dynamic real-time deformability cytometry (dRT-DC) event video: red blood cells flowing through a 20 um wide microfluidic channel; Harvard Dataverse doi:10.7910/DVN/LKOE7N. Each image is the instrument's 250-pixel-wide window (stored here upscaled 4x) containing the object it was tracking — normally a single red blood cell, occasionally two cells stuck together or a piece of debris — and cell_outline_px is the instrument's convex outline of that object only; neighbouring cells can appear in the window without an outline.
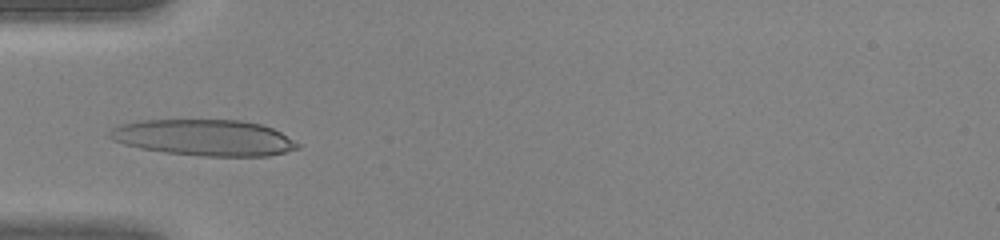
{"species": "human", "species_latin": "Homo sapiens", "temperature_condition": "warm", "stored_images_in_passage": 28, "camera_frame_rate_fps": 3000, "um_per_image_px": 0.085, "donor": {"sex": "female"}, "frame": {"image": 1, "passage_image": 5, "time_ms": 1.333, "image_size_px": [1000, 240], "cell_outline_px": [[300, 148], [268, 156], [204, 156], [164, 152], [140, 148], [124, 144], [112, 140], [108, 136], [112, 128], [120, 124], [140, 120], [240, 120], [260, 124], [272, 128], [280, 132], [300, 144]], "centroid_in_image_um": [17.34, 11.7], "position_along_channel_um": 67.7, "area_um2": 39.54}}
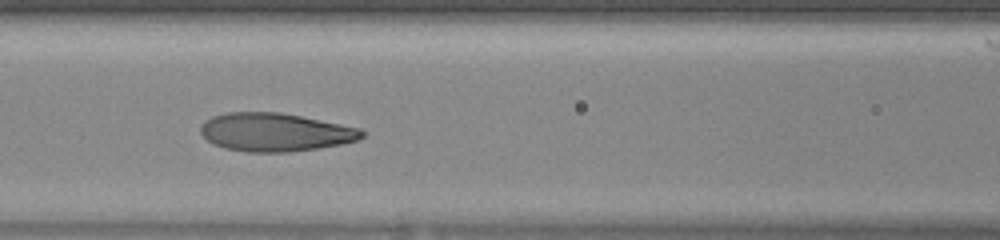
{"frame": {"image": 2, "passage_image": 10, "time_ms": 3.0, "image_size_px": [1000, 240], "cell_outline_px": [[364, 136], [360, 140], [340, 144], [316, 148], [288, 152], [248, 152], [224, 148], [208, 140], [200, 132], [200, 124], [204, 120], [212, 116], [228, 112], [280, 112], [360, 128], [364, 132]], "centroid_in_image_um": [23.37, 11.23], "position_along_channel_um": 143.2, "area_um2": 35.89}}
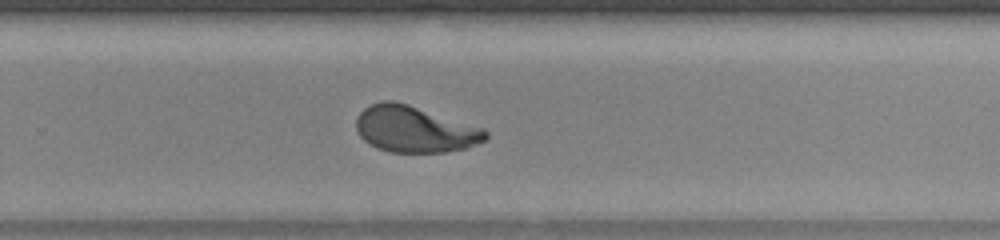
{"frame": {"image": 3, "passage_image": 20, "time_ms": 6.333, "image_size_px": [1000, 240], "cell_outline_px": [[488, 136], [484, 140], [464, 148], [444, 152], [392, 152], [376, 148], [364, 140], [360, 136], [356, 128], [356, 116], [364, 108], [380, 100], [392, 100], [408, 104], [484, 128], [488, 132]], "centroid_in_image_um": [35.21, 10.97], "position_along_channel_um": 294.6, "area_um2": 34.8}}